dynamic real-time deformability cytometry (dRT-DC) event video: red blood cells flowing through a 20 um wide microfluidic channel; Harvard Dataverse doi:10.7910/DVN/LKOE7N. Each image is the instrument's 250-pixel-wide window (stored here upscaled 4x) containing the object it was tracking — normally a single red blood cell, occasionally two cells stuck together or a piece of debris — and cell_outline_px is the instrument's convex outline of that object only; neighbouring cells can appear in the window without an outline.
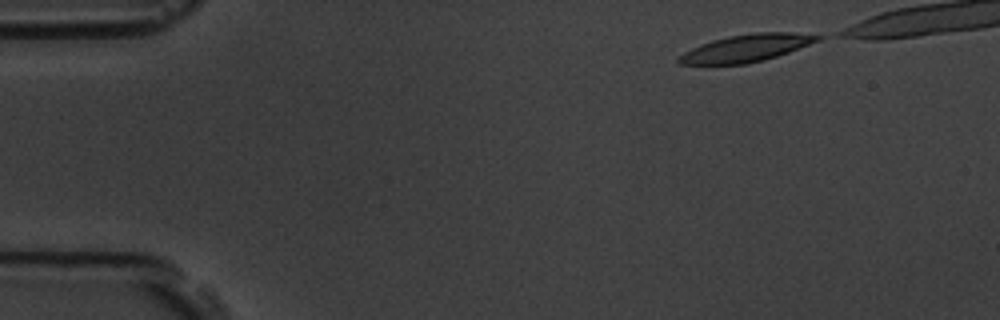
{"species": "common noctule bat (a hibernating species)", "species_latin": "Nyctalus noctula", "temperature_condition": "room temperature", "stored_images_in_passage": 46, "camera_frame_rate_fps": 3000, "um_per_image_px": 0.085, "animal": {"sex": "male", "body_mass_g": 19.5, "forearm_length_mm": 54.6}, "frame": {"image": 1, "passage_image": 1, "time_ms": 0.0, "image_size_px": [1000, 320], "cell_outline_px": [[828, 36], [820, 40], [788, 52], [764, 60], [744, 64], [680, 64], [676, 60], [684, 52], [700, 44], [712, 40], [728, 36], [756, 32], [792, 32]], "centroid_in_image_um": [63.47, 4.07], "position_along_channel_um": 21.5, "area_um2": 22.02}}
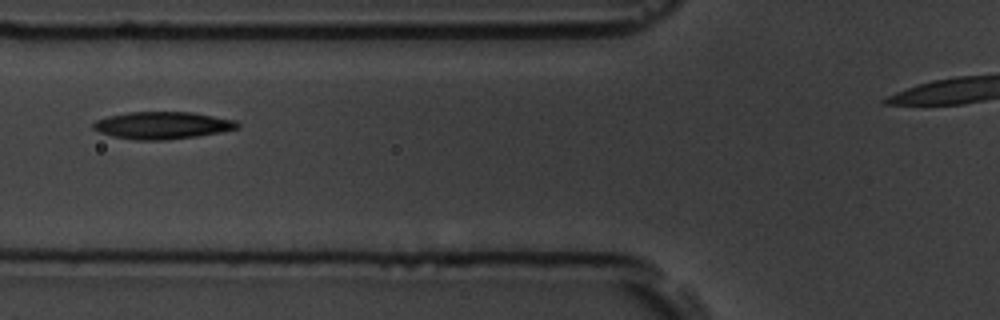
{"frame": {"image": 2, "passage_image": 16, "time_ms": 5.0, "image_size_px": [1000, 320], "cell_outline_px": [[240, 128], [220, 132], [196, 136], [164, 140], [136, 140], [112, 136], [100, 132], [92, 128], [92, 124], [96, 120], [108, 116], [128, 112], [192, 112], [236, 120], [240, 124]], "centroid_in_image_um": [13.81, 10.65], "position_along_channel_um": 112.0, "area_um2": 22.89}}
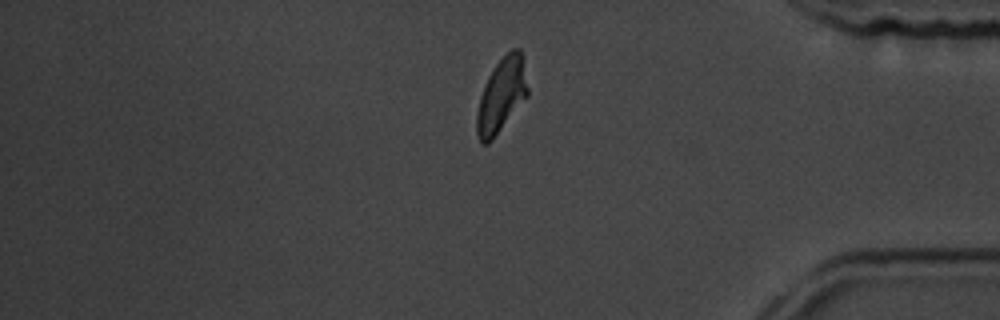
{"frame": {"image": 3, "passage_image": 42, "time_ms": 13.667, "image_size_px": [1000, 320], "cell_outline_px": [[528, 96], [492, 140], [488, 144], [480, 144], [476, 132], [476, 116], [480, 96], [484, 84], [488, 76], [496, 64], [512, 48], [520, 48], [528, 88]], "centroid_in_image_um": [42.6, 8.14], "position_along_channel_um": 392.6, "area_um2": 21.91}}